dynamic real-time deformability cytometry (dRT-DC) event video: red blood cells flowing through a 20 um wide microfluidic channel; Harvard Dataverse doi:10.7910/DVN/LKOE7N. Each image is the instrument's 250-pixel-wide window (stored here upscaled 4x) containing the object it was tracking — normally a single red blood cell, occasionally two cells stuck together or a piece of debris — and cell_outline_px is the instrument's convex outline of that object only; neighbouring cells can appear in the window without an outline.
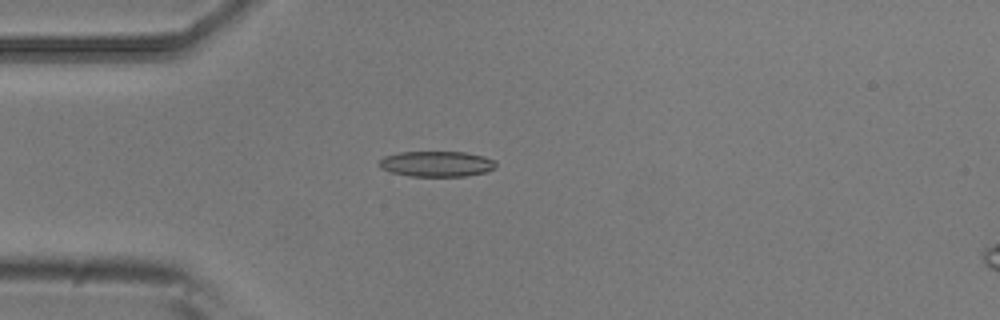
{"species": "common noctule bat (a hibernating species)", "species_latin": "Nyctalus noctula", "temperature_condition": "room temperature", "stored_images_in_passage": 4, "camera_frame_rate_fps": 3000, "um_per_image_px": 0.085, "animal": {"sex": "male", "body_mass_g": 20.5, "forearm_length_mm": 52.5}, "frame": {"image": 1, "passage_image": 4, "time_ms": 1.0, "image_size_px": [1000, 320], "cell_outline_px": [[496, 168], [488, 172], [464, 176], [408, 176], [392, 172], [380, 168], [376, 164], [384, 156], [400, 152], [464, 152], [484, 156], [496, 160]], "centroid_in_image_um": [37.13, 13.93], "position_along_channel_um": 47.9, "area_um2": 17.57}}